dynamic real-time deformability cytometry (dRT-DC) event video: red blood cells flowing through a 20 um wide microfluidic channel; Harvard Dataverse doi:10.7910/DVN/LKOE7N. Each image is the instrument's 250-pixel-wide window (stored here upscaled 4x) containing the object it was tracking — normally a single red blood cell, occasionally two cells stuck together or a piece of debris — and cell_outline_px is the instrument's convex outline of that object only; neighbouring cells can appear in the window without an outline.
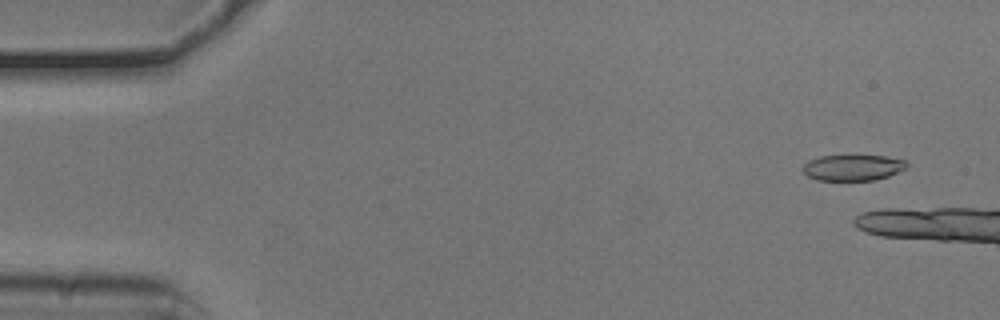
{"species": "common noctule bat (a hibernating species)", "species_latin": "Nyctalus noctula", "temperature_condition": "cold", "stored_images_in_passage": 12, "camera_frame_rate_fps": 3000, "um_per_image_px": 0.085, "animal": {"sex": "male", "body_mass_g": 20.5, "forearm_length_mm": 52.5}, "frame": {"image": 1, "passage_image": 4, "time_ms": 1.0, "image_size_px": [1000, 320], "cell_outline_px": [[908, 164], [904, 168], [888, 176], [876, 180], [816, 180], [808, 176], [800, 168], [808, 160], [820, 156], [884, 156], [904, 160]], "centroid_in_image_um": [72.43, 14.25], "position_along_channel_um": 12.6, "area_um2": 15.55}}